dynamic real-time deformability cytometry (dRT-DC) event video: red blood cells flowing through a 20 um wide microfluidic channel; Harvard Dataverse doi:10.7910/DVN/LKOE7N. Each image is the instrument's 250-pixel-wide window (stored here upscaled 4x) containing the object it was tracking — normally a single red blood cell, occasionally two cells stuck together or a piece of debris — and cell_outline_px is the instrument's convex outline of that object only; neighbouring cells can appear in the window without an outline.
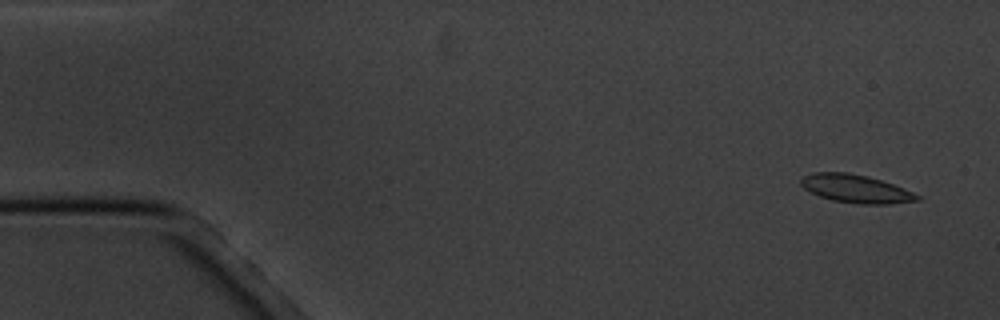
{"species": "common noctule bat (a hibernating species)", "species_latin": "Nyctalus noctula", "temperature_condition": "cold", "stored_images_in_passage": 5, "segment_of_instrument_passage": [1, 2], "camera_frame_rate_fps": 3000, "um_per_image_px": 0.085, "animal": {"sex": "male", "body_mass_g": 20.1, "forearm_length_mm": 53.5}, "frame": {"image": 1, "passage_image": 1, "time_ms": 0.0, "image_size_px": [1000, 320], "cell_outline_px": [[920, 200], [888, 204], [860, 204], [832, 200], [820, 196], [804, 188], [800, 184], [800, 180], [804, 176], [816, 172], [848, 172], [868, 176], [904, 188], [920, 196]], "centroid_in_image_um": [72.75, 16.04], "position_along_channel_um": 12.3, "area_um2": 18.9}}